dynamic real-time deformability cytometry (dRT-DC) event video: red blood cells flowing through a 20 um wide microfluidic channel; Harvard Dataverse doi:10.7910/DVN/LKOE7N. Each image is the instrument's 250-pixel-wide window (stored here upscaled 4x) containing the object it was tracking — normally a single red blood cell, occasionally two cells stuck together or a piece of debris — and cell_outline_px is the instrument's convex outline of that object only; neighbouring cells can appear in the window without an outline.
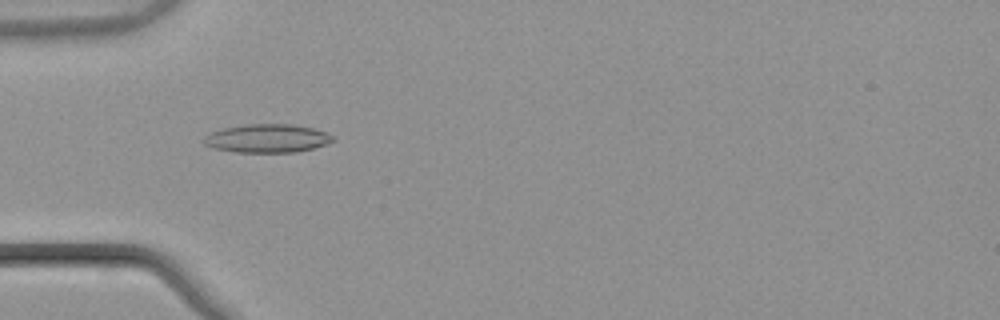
{"species": "common noctule bat (a hibernating species)", "species_latin": "Nyctalus noctula", "temperature_condition": "warm", "stored_images_in_passage": 54, "camera_frame_rate_fps": 3000, "um_per_image_px": 0.085, "animal": {"sex": "male", "body_mass_g": 21.5, "forearm_length_mm": 52.0}, "frame": {"image": 1, "passage_image": 18, "time_ms": 5.667, "image_size_px": [1000, 320], "cell_outline_px": [[336, 140], [328, 144], [296, 152], [236, 152], [212, 148], [204, 144], [204, 136], [212, 132], [224, 128], [248, 124], [292, 124], [312, 128], [328, 132], [336, 136]], "centroid_in_image_um": [22.77, 11.76], "position_along_channel_um": 62.2, "area_um2": 21.5}}
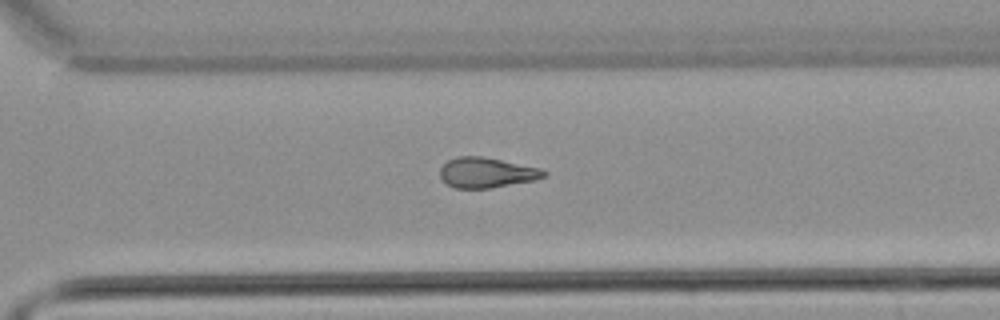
{"frame": {"image": 2, "passage_image": 39, "time_ms": 12.667, "image_size_px": [1000, 320], "cell_outline_px": [[548, 172], [544, 176], [536, 180], [492, 188], [456, 188], [448, 184], [440, 176], [440, 168], [448, 160], [456, 156], [484, 156], [540, 168]], "centroid_in_image_um": [41.37, 14.66], "position_along_channel_um": 329.2, "area_um2": 18.32}}
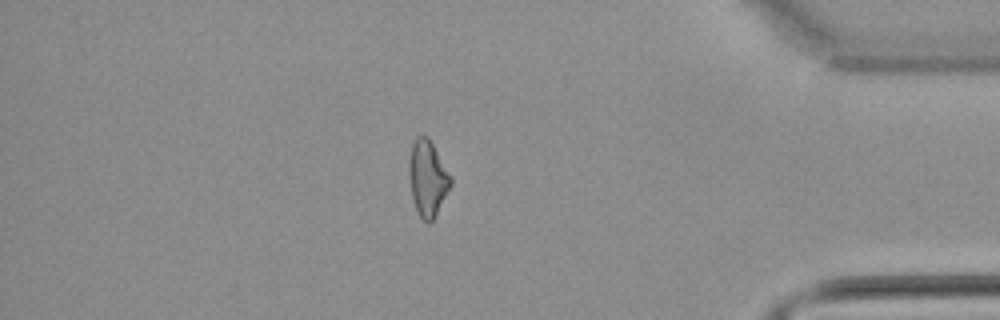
{"frame": {"image": 3, "passage_image": 47, "time_ms": 15.333, "image_size_px": [1000, 320], "cell_outline_px": [[452, 184], [432, 220], [428, 224], [420, 216], [416, 208], [412, 196], [408, 168], [408, 164], [412, 144], [416, 136], [428, 136], [452, 176]], "centroid_in_image_um": [36.35, 15.11], "position_along_channel_um": 398.8, "area_um2": 18.21}, "authors_computed_cell_mechanics": {"area_um2": 19.1896, "velocity_mm_per_s": 3.8561, "shape_relaxation_time_tau1_ms": null, "shape_relaxation_time_tau2_ms": 3.2845, "deformation_change_tau1": null, "deformation_change_tau2": 0.1151}}